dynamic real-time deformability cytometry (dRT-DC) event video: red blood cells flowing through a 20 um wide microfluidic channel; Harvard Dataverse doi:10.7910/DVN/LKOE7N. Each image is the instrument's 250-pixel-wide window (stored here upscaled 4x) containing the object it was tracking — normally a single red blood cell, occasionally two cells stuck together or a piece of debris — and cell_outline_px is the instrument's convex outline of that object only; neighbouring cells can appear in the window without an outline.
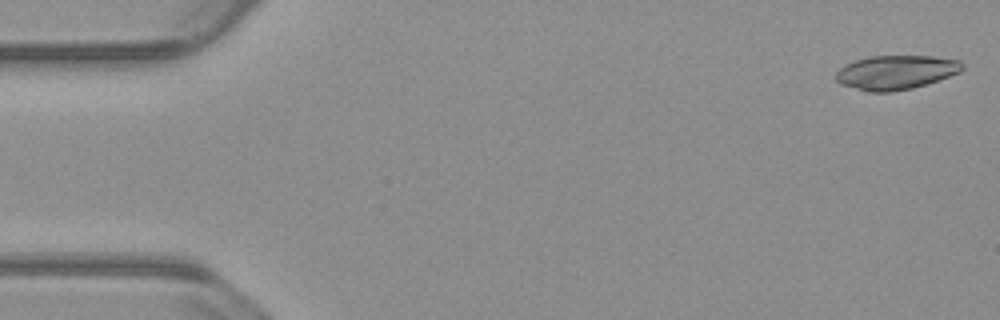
{"species": "common noctule bat (a hibernating species)", "species_latin": "Nyctalus noctula", "temperature_condition": "warm", "stored_images_in_passage": 53, "camera_frame_rate_fps": 3000, "um_per_image_px": 0.085, "animal": {"sex": "male", "body_mass_g": 23.1, "forearm_length_mm": 52.7}, "frame": {"image": 1, "passage_image": 1, "time_ms": 0.0, "image_size_px": [1000, 320], "cell_outline_px": [[964, 68], [960, 72], [912, 88], [892, 92], [864, 92], [840, 84], [836, 80], [836, 72], [844, 64], [868, 56], [932, 56], [960, 60], [964, 64]], "centroid_in_image_um": [76.11, 6.15], "position_along_channel_um": 8.9, "area_um2": 25.26}}
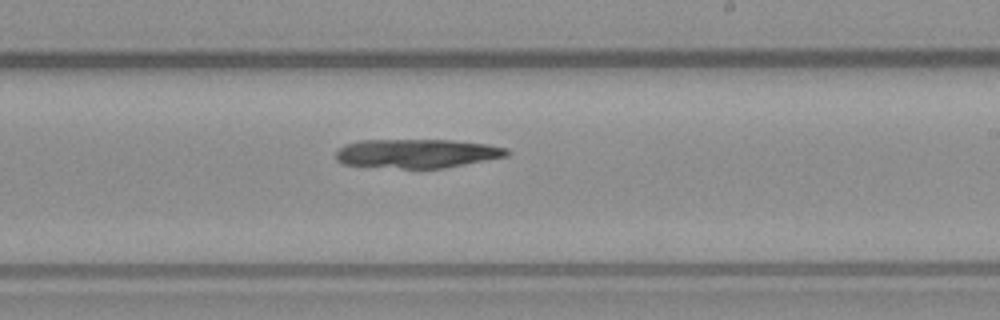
{"frame": {"image": 2, "passage_image": 31, "time_ms": 10.0, "image_size_px": [1000, 320], "cell_outline_px": [[512, 152], [508, 156], [444, 168], [400, 168], [344, 164], [336, 160], [336, 152], [344, 144], [360, 140], [456, 140], [484, 144], [508, 148]], "centroid_in_image_um": [35.47, 13.04], "position_along_channel_um": 253.5, "area_um2": 28.84}}
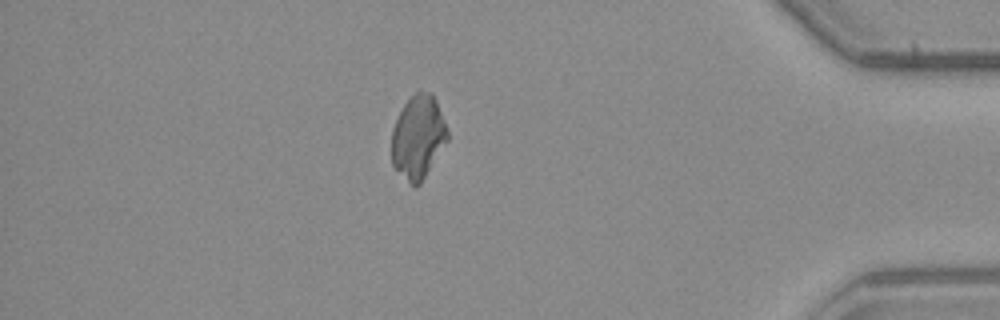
{"frame": {"image": 3, "passage_image": 46, "time_ms": 15.0, "image_size_px": [1000, 320], "cell_outline_px": [[448, 140], [420, 184], [416, 188], [392, 164], [392, 128], [404, 104], [420, 88], [432, 92], [436, 100], [448, 132]], "centroid_in_image_um": [35.55, 11.61], "position_along_channel_um": 399.7, "area_um2": 26.88}}